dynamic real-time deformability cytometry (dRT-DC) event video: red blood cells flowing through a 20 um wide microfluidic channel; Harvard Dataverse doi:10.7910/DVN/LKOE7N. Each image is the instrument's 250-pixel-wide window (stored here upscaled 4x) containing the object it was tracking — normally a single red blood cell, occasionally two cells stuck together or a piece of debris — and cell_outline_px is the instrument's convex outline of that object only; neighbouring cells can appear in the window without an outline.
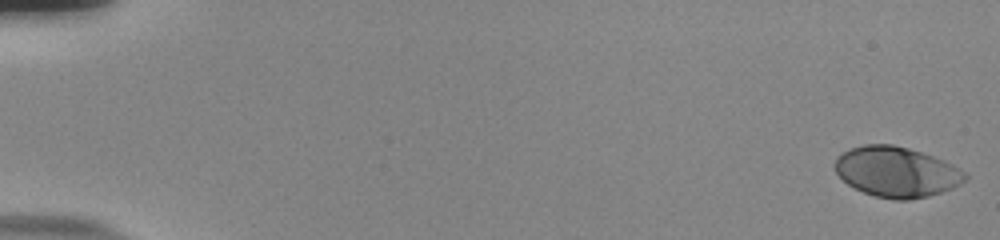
{"species": "human", "species_latin": "Homo sapiens", "temperature_condition": "room temperature", "stored_images_in_passage": 56, "camera_frame_rate_fps": 3000, "um_per_image_px": 0.085, "donor": {"sex": "male"}, "frame": {"image": 1, "passage_image": 1, "time_ms": 0.0, "image_size_px": [1000, 240], "cell_outline_px": [[968, 176], [960, 184], [952, 188], [928, 196], [908, 200], [896, 200], [876, 196], [864, 192], [848, 184], [836, 172], [832, 164], [836, 156], [852, 148], [864, 144], [892, 144], [908, 148], [944, 160], [952, 164], [964, 172]], "centroid_in_image_um": [76.18, 14.6], "position_along_channel_um": 8.8, "area_um2": 37.97}}
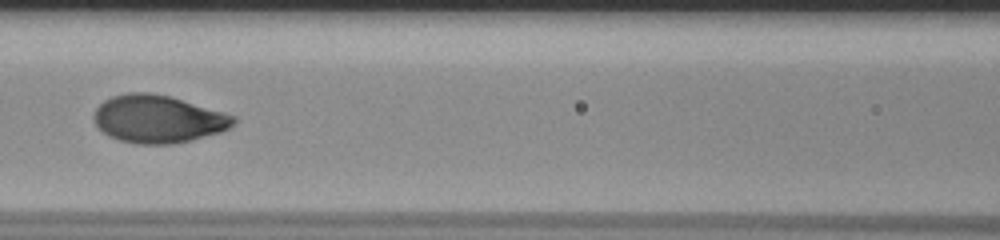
{"frame": {"image": 2, "passage_image": 27, "time_ms": 8.667, "image_size_px": [1000, 240], "cell_outline_px": [[236, 120], [228, 128], [220, 132], [192, 140], [172, 144], [136, 144], [120, 140], [108, 136], [92, 120], [92, 116], [96, 108], [104, 100], [112, 96], [128, 92], [152, 92], [168, 96], [224, 112], [236, 116]], "centroid_in_image_um": [13.4, 10.11], "position_along_channel_um": 153.2, "area_um2": 38.78}}
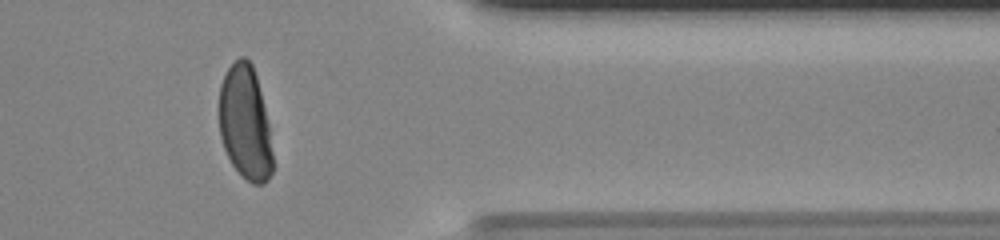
{"frame": {"image": 3, "passage_image": 47, "time_ms": 15.333, "image_size_px": [1000, 240], "cell_outline_px": [[272, 172], [268, 180], [264, 184], [252, 184], [232, 164], [224, 148], [220, 136], [220, 84], [228, 68], [240, 56], [244, 56], [252, 64], [256, 76], [268, 124], [272, 152]], "centroid_in_image_um": [20.84, 10.45], "position_along_channel_um": 390.6, "area_um2": 35.03}, "authors_computed_cell_mechanics": {"area_um2": 38.148, "velocity_mm_per_s": 3.7528, "shape_relaxation_time_tau1_ms": 2.9184, "shape_relaxation_time_tau2_ms": null, "deformation_change_tau1": 0.1731, "deformation_change_tau2": null}}